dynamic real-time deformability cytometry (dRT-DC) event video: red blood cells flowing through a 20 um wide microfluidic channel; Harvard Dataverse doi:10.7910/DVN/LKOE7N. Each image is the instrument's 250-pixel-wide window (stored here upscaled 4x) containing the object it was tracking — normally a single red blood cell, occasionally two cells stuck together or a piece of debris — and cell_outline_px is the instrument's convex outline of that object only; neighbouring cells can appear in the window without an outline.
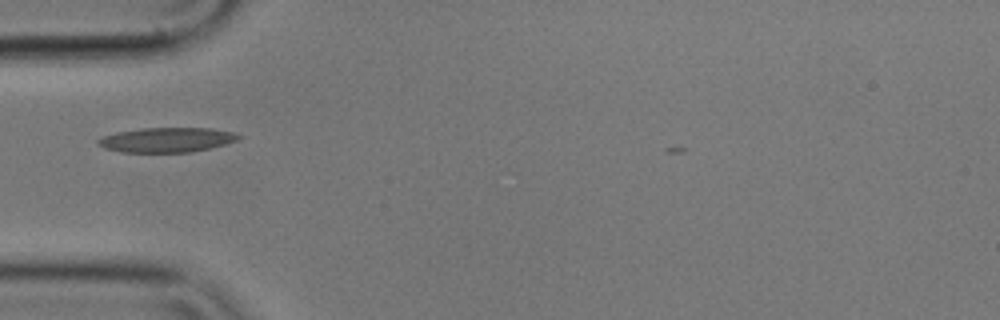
{"species": "common noctule bat (a hibernating species)", "species_latin": "Nyctalus noctula", "temperature_condition": "cold", "stored_images_in_passage": 35, "camera_frame_rate_fps": 3000, "um_per_image_px": 0.085, "animal": {"sex": "male", "body_mass_g": 17.9}, "frame": {"image": 1, "passage_image": 2, "time_ms": 0.333, "image_size_px": [1000, 320], "cell_outline_px": [[244, 136], [236, 140], [224, 144], [192, 152], [120, 152], [104, 148], [96, 144], [96, 140], [104, 136], [116, 132], [140, 128], [212, 128], [232, 132]], "centroid_in_image_um": [14.14, 11.88], "position_along_channel_um": 70.9, "area_um2": 20.23}}
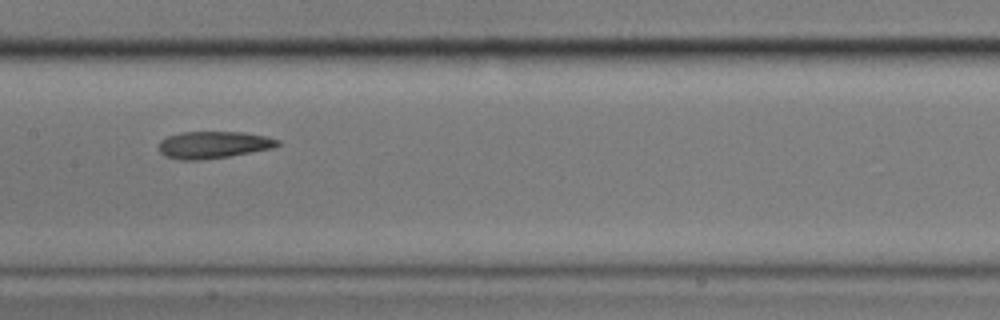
{"frame": {"image": 2, "passage_image": 12, "time_ms": 3.667, "image_size_px": [1000, 320], "cell_outline_px": [[280, 144], [272, 148], [228, 156], [200, 160], [180, 160], [168, 156], [160, 152], [160, 140], [168, 136], [180, 132], [240, 132], [268, 136], [280, 140]], "centroid_in_image_um": [18.16, 12.3], "position_along_channel_um": 189.2, "area_um2": 18.55}}
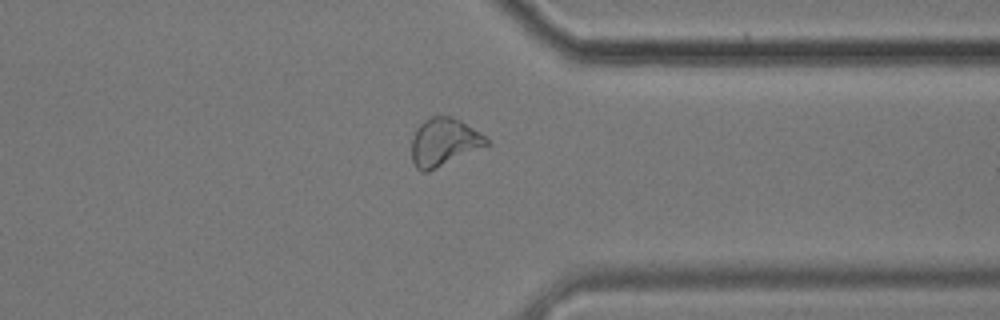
{"frame": {"image": 3, "passage_image": 28, "time_ms": 9.0, "image_size_px": [1000, 320], "cell_outline_px": [[488, 144], [428, 172], [420, 172], [416, 168], [412, 160], [412, 136], [416, 128], [424, 120], [432, 116], [452, 116], [460, 120], [480, 132], [488, 140]], "centroid_in_image_um": [37.68, 12.07], "position_along_channel_um": 373.7, "area_um2": 20.63}, "authors_computed_cell_mechanics": {"area_um2": 18.9584, "velocity_mm_per_s": 3.531, "shape_relaxation_time_tau1_ms": null, "shape_relaxation_time_tau2_ms": 4.7459, "deformation_change_tau1": null, "deformation_change_tau2": 0.1187}}